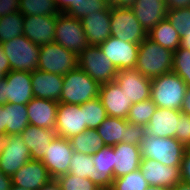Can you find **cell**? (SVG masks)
Listing matches in <instances>:
<instances>
[{
	"label": "cell",
	"instance_id": "1",
	"mask_svg": "<svg viewBox=\"0 0 190 190\" xmlns=\"http://www.w3.org/2000/svg\"><path fill=\"white\" fill-rule=\"evenodd\" d=\"M173 54L147 37L139 44L135 69L150 79L172 72Z\"/></svg>",
	"mask_w": 190,
	"mask_h": 190
},
{
	"label": "cell",
	"instance_id": "2",
	"mask_svg": "<svg viewBox=\"0 0 190 190\" xmlns=\"http://www.w3.org/2000/svg\"><path fill=\"white\" fill-rule=\"evenodd\" d=\"M188 86L175 72L165 73L151 79L150 99L158 108L181 110Z\"/></svg>",
	"mask_w": 190,
	"mask_h": 190
},
{
	"label": "cell",
	"instance_id": "3",
	"mask_svg": "<svg viewBox=\"0 0 190 190\" xmlns=\"http://www.w3.org/2000/svg\"><path fill=\"white\" fill-rule=\"evenodd\" d=\"M100 84L85 71L77 67L63 75V86L59 103L82 105L99 97Z\"/></svg>",
	"mask_w": 190,
	"mask_h": 190
},
{
	"label": "cell",
	"instance_id": "4",
	"mask_svg": "<svg viewBox=\"0 0 190 190\" xmlns=\"http://www.w3.org/2000/svg\"><path fill=\"white\" fill-rule=\"evenodd\" d=\"M186 147L176 138L145 135L140 143L142 158L154 159L165 166H180Z\"/></svg>",
	"mask_w": 190,
	"mask_h": 190
},
{
	"label": "cell",
	"instance_id": "5",
	"mask_svg": "<svg viewBox=\"0 0 190 190\" xmlns=\"http://www.w3.org/2000/svg\"><path fill=\"white\" fill-rule=\"evenodd\" d=\"M10 63L11 71L33 72L38 69L40 46L21 35L1 43Z\"/></svg>",
	"mask_w": 190,
	"mask_h": 190
},
{
	"label": "cell",
	"instance_id": "6",
	"mask_svg": "<svg viewBox=\"0 0 190 190\" xmlns=\"http://www.w3.org/2000/svg\"><path fill=\"white\" fill-rule=\"evenodd\" d=\"M78 67V56L55 42L40 46L38 69L66 75Z\"/></svg>",
	"mask_w": 190,
	"mask_h": 190
},
{
	"label": "cell",
	"instance_id": "7",
	"mask_svg": "<svg viewBox=\"0 0 190 190\" xmlns=\"http://www.w3.org/2000/svg\"><path fill=\"white\" fill-rule=\"evenodd\" d=\"M78 67L100 85L115 81L118 70L99 46L89 45L78 55Z\"/></svg>",
	"mask_w": 190,
	"mask_h": 190
},
{
	"label": "cell",
	"instance_id": "8",
	"mask_svg": "<svg viewBox=\"0 0 190 190\" xmlns=\"http://www.w3.org/2000/svg\"><path fill=\"white\" fill-rule=\"evenodd\" d=\"M110 20L111 36L121 41L140 44L147 38V32L130 7L111 6Z\"/></svg>",
	"mask_w": 190,
	"mask_h": 190
},
{
	"label": "cell",
	"instance_id": "9",
	"mask_svg": "<svg viewBox=\"0 0 190 190\" xmlns=\"http://www.w3.org/2000/svg\"><path fill=\"white\" fill-rule=\"evenodd\" d=\"M77 56L89 46L80 19L60 12L57 15L54 41Z\"/></svg>",
	"mask_w": 190,
	"mask_h": 190
},
{
	"label": "cell",
	"instance_id": "10",
	"mask_svg": "<svg viewBox=\"0 0 190 190\" xmlns=\"http://www.w3.org/2000/svg\"><path fill=\"white\" fill-rule=\"evenodd\" d=\"M29 160L30 151L20 134L6 135L2 138L0 170L4 174L12 176Z\"/></svg>",
	"mask_w": 190,
	"mask_h": 190
},
{
	"label": "cell",
	"instance_id": "11",
	"mask_svg": "<svg viewBox=\"0 0 190 190\" xmlns=\"http://www.w3.org/2000/svg\"><path fill=\"white\" fill-rule=\"evenodd\" d=\"M73 152L70 140L55 136L41 160L52 179L68 173Z\"/></svg>",
	"mask_w": 190,
	"mask_h": 190
},
{
	"label": "cell",
	"instance_id": "12",
	"mask_svg": "<svg viewBox=\"0 0 190 190\" xmlns=\"http://www.w3.org/2000/svg\"><path fill=\"white\" fill-rule=\"evenodd\" d=\"M99 47L118 71L135 68L139 44L121 41L110 36Z\"/></svg>",
	"mask_w": 190,
	"mask_h": 190
},
{
	"label": "cell",
	"instance_id": "13",
	"mask_svg": "<svg viewBox=\"0 0 190 190\" xmlns=\"http://www.w3.org/2000/svg\"><path fill=\"white\" fill-rule=\"evenodd\" d=\"M56 118L55 132L59 137L69 140L87 130L83 105L59 103Z\"/></svg>",
	"mask_w": 190,
	"mask_h": 190
},
{
	"label": "cell",
	"instance_id": "14",
	"mask_svg": "<svg viewBox=\"0 0 190 190\" xmlns=\"http://www.w3.org/2000/svg\"><path fill=\"white\" fill-rule=\"evenodd\" d=\"M115 82L132 103L150 99L151 79L143 76L135 68L118 71Z\"/></svg>",
	"mask_w": 190,
	"mask_h": 190
},
{
	"label": "cell",
	"instance_id": "15",
	"mask_svg": "<svg viewBox=\"0 0 190 190\" xmlns=\"http://www.w3.org/2000/svg\"><path fill=\"white\" fill-rule=\"evenodd\" d=\"M139 169L152 186L174 188L181 181L180 166H165L154 159L141 158Z\"/></svg>",
	"mask_w": 190,
	"mask_h": 190
},
{
	"label": "cell",
	"instance_id": "16",
	"mask_svg": "<svg viewBox=\"0 0 190 190\" xmlns=\"http://www.w3.org/2000/svg\"><path fill=\"white\" fill-rule=\"evenodd\" d=\"M99 99L108 116L127 119L133 103L131 100H128L115 81L100 85Z\"/></svg>",
	"mask_w": 190,
	"mask_h": 190
},
{
	"label": "cell",
	"instance_id": "17",
	"mask_svg": "<svg viewBox=\"0 0 190 190\" xmlns=\"http://www.w3.org/2000/svg\"><path fill=\"white\" fill-rule=\"evenodd\" d=\"M57 16L24 17L23 35L36 45H44L54 41Z\"/></svg>",
	"mask_w": 190,
	"mask_h": 190
},
{
	"label": "cell",
	"instance_id": "18",
	"mask_svg": "<svg viewBox=\"0 0 190 190\" xmlns=\"http://www.w3.org/2000/svg\"><path fill=\"white\" fill-rule=\"evenodd\" d=\"M15 186L28 190H38L52 178L41 160H29L12 176Z\"/></svg>",
	"mask_w": 190,
	"mask_h": 190
},
{
	"label": "cell",
	"instance_id": "19",
	"mask_svg": "<svg viewBox=\"0 0 190 190\" xmlns=\"http://www.w3.org/2000/svg\"><path fill=\"white\" fill-rule=\"evenodd\" d=\"M111 6L105 10L88 14L81 19L89 45L99 46L111 36Z\"/></svg>",
	"mask_w": 190,
	"mask_h": 190
},
{
	"label": "cell",
	"instance_id": "20",
	"mask_svg": "<svg viewBox=\"0 0 190 190\" xmlns=\"http://www.w3.org/2000/svg\"><path fill=\"white\" fill-rule=\"evenodd\" d=\"M5 79L7 103L27 105L34 98L31 72L10 71Z\"/></svg>",
	"mask_w": 190,
	"mask_h": 190
},
{
	"label": "cell",
	"instance_id": "21",
	"mask_svg": "<svg viewBox=\"0 0 190 190\" xmlns=\"http://www.w3.org/2000/svg\"><path fill=\"white\" fill-rule=\"evenodd\" d=\"M31 84L34 97L59 103L63 76L37 69L31 72Z\"/></svg>",
	"mask_w": 190,
	"mask_h": 190
},
{
	"label": "cell",
	"instance_id": "22",
	"mask_svg": "<svg viewBox=\"0 0 190 190\" xmlns=\"http://www.w3.org/2000/svg\"><path fill=\"white\" fill-rule=\"evenodd\" d=\"M181 111L158 108L145 126L146 135L175 138Z\"/></svg>",
	"mask_w": 190,
	"mask_h": 190
},
{
	"label": "cell",
	"instance_id": "23",
	"mask_svg": "<svg viewBox=\"0 0 190 190\" xmlns=\"http://www.w3.org/2000/svg\"><path fill=\"white\" fill-rule=\"evenodd\" d=\"M58 105L53 100L32 98L27 104L29 124L55 130Z\"/></svg>",
	"mask_w": 190,
	"mask_h": 190
},
{
	"label": "cell",
	"instance_id": "24",
	"mask_svg": "<svg viewBox=\"0 0 190 190\" xmlns=\"http://www.w3.org/2000/svg\"><path fill=\"white\" fill-rule=\"evenodd\" d=\"M130 8L147 33L167 18V3L162 0H136Z\"/></svg>",
	"mask_w": 190,
	"mask_h": 190
},
{
	"label": "cell",
	"instance_id": "25",
	"mask_svg": "<svg viewBox=\"0 0 190 190\" xmlns=\"http://www.w3.org/2000/svg\"><path fill=\"white\" fill-rule=\"evenodd\" d=\"M114 171L113 179L129 174L140 168L141 151L140 145L130 143H119L113 146Z\"/></svg>",
	"mask_w": 190,
	"mask_h": 190
},
{
	"label": "cell",
	"instance_id": "26",
	"mask_svg": "<svg viewBox=\"0 0 190 190\" xmlns=\"http://www.w3.org/2000/svg\"><path fill=\"white\" fill-rule=\"evenodd\" d=\"M20 135L30 151L31 160H42L56 132L29 124Z\"/></svg>",
	"mask_w": 190,
	"mask_h": 190
},
{
	"label": "cell",
	"instance_id": "27",
	"mask_svg": "<svg viewBox=\"0 0 190 190\" xmlns=\"http://www.w3.org/2000/svg\"><path fill=\"white\" fill-rule=\"evenodd\" d=\"M1 119L6 135L20 134L29 125L27 105L12 103L2 105Z\"/></svg>",
	"mask_w": 190,
	"mask_h": 190
},
{
	"label": "cell",
	"instance_id": "28",
	"mask_svg": "<svg viewBox=\"0 0 190 190\" xmlns=\"http://www.w3.org/2000/svg\"><path fill=\"white\" fill-rule=\"evenodd\" d=\"M126 122L127 119L108 116L96 128L106 146L113 147L119 143H126Z\"/></svg>",
	"mask_w": 190,
	"mask_h": 190
},
{
	"label": "cell",
	"instance_id": "29",
	"mask_svg": "<svg viewBox=\"0 0 190 190\" xmlns=\"http://www.w3.org/2000/svg\"><path fill=\"white\" fill-rule=\"evenodd\" d=\"M147 37L156 42L163 48L176 51L181 44V37L166 18L154 26L148 33Z\"/></svg>",
	"mask_w": 190,
	"mask_h": 190
},
{
	"label": "cell",
	"instance_id": "30",
	"mask_svg": "<svg viewBox=\"0 0 190 190\" xmlns=\"http://www.w3.org/2000/svg\"><path fill=\"white\" fill-rule=\"evenodd\" d=\"M69 140L74 152L86 155H93L98 149L106 147L96 129H87Z\"/></svg>",
	"mask_w": 190,
	"mask_h": 190
},
{
	"label": "cell",
	"instance_id": "31",
	"mask_svg": "<svg viewBox=\"0 0 190 190\" xmlns=\"http://www.w3.org/2000/svg\"><path fill=\"white\" fill-rule=\"evenodd\" d=\"M68 173L99 181L105 188L107 187V184L98 176L92 155L73 152Z\"/></svg>",
	"mask_w": 190,
	"mask_h": 190
},
{
	"label": "cell",
	"instance_id": "32",
	"mask_svg": "<svg viewBox=\"0 0 190 190\" xmlns=\"http://www.w3.org/2000/svg\"><path fill=\"white\" fill-rule=\"evenodd\" d=\"M114 148L106 146L98 149L93 155V162L98 176L108 185L113 180L114 171Z\"/></svg>",
	"mask_w": 190,
	"mask_h": 190
},
{
	"label": "cell",
	"instance_id": "33",
	"mask_svg": "<svg viewBox=\"0 0 190 190\" xmlns=\"http://www.w3.org/2000/svg\"><path fill=\"white\" fill-rule=\"evenodd\" d=\"M24 15L19 11L0 17V44L23 35Z\"/></svg>",
	"mask_w": 190,
	"mask_h": 190
},
{
	"label": "cell",
	"instance_id": "34",
	"mask_svg": "<svg viewBox=\"0 0 190 190\" xmlns=\"http://www.w3.org/2000/svg\"><path fill=\"white\" fill-rule=\"evenodd\" d=\"M19 5L24 17L57 16L60 13L56 0H20Z\"/></svg>",
	"mask_w": 190,
	"mask_h": 190
},
{
	"label": "cell",
	"instance_id": "35",
	"mask_svg": "<svg viewBox=\"0 0 190 190\" xmlns=\"http://www.w3.org/2000/svg\"><path fill=\"white\" fill-rule=\"evenodd\" d=\"M149 184L140 169L113 179L105 190H146Z\"/></svg>",
	"mask_w": 190,
	"mask_h": 190
},
{
	"label": "cell",
	"instance_id": "36",
	"mask_svg": "<svg viewBox=\"0 0 190 190\" xmlns=\"http://www.w3.org/2000/svg\"><path fill=\"white\" fill-rule=\"evenodd\" d=\"M62 190H105L106 188L99 182L90 178H80L67 173L57 178Z\"/></svg>",
	"mask_w": 190,
	"mask_h": 190
},
{
	"label": "cell",
	"instance_id": "37",
	"mask_svg": "<svg viewBox=\"0 0 190 190\" xmlns=\"http://www.w3.org/2000/svg\"><path fill=\"white\" fill-rule=\"evenodd\" d=\"M156 109L157 106L151 99L133 103L131 105L127 121L145 127Z\"/></svg>",
	"mask_w": 190,
	"mask_h": 190
},
{
	"label": "cell",
	"instance_id": "38",
	"mask_svg": "<svg viewBox=\"0 0 190 190\" xmlns=\"http://www.w3.org/2000/svg\"><path fill=\"white\" fill-rule=\"evenodd\" d=\"M84 106L85 126L87 129H96L108 117L107 111L99 97L82 104Z\"/></svg>",
	"mask_w": 190,
	"mask_h": 190
},
{
	"label": "cell",
	"instance_id": "39",
	"mask_svg": "<svg viewBox=\"0 0 190 190\" xmlns=\"http://www.w3.org/2000/svg\"><path fill=\"white\" fill-rule=\"evenodd\" d=\"M109 5V0H78L77 6H69L63 13L81 20L88 14L105 10Z\"/></svg>",
	"mask_w": 190,
	"mask_h": 190
},
{
	"label": "cell",
	"instance_id": "40",
	"mask_svg": "<svg viewBox=\"0 0 190 190\" xmlns=\"http://www.w3.org/2000/svg\"><path fill=\"white\" fill-rule=\"evenodd\" d=\"M172 71L190 87V50L179 47L174 51Z\"/></svg>",
	"mask_w": 190,
	"mask_h": 190
},
{
	"label": "cell",
	"instance_id": "41",
	"mask_svg": "<svg viewBox=\"0 0 190 190\" xmlns=\"http://www.w3.org/2000/svg\"><path fill=\"white\" fill-rule=\"evenodd\" d=\"M167 19L180 37L185 33H190V7L168 10Z\"/></svg>",
	"mask_w": 190,
	"mask_h": 190
},
{
	"label": "cell",
	"instance_id": "42",
	"mask_svg": "<svg viewBox=\"0 0 190 190\" xmlns=\"http://www.w3.org/2000/svg\"><path fill=\"white\" fill-rule=\"evenodd\" d=\"M175 138L186 148L190 147V116L180 113L178 120V133Z\"/></svg>",
	"mask_w": 190,
	"mask_h": 190
},
{
	"label": "cell",
	"instance_id": "43",
	"mask_svg": "<svg viewBox=\"0 0 190 190\" xmlns=\"http://www.w3.org/2000/svg\"><path fill=\"white\" fill-rule=\"evenodd\" d=\"M126 143L140 145L146 135L145 127L126 122Z\"/></svg>",
	"mask_w": 190,
	"mask_h": 190
},
{
	"label": "cell",
	"instance_id": "44",
	"mask_svg": "<svg viewBox=\"0 0 190 190\" xmlns=\"http://www.w3.org/2000/svg\"><path fill=\"white\" fill-rule=\"evenodd\" d=\"M181 181L190 185V147H187L180 164Z\"/></svg>",
	"mask_w": 190,
	"mask_h": 190
},
{
	"label": "cell",
	"instance_id": "45",
	"mask_svg": "<svg viewBox=\"0 0 190 190\" xmlns=\"http://www.w3.org/2000/svg\"><path fill=\"white\" fill-rule=\"evenodd\" d=\"M20 0H0V17L20 11Z\"/></svg>",
	"mask_w": 190,
	"mask_h": 190
},
{
	"label": "cell",
	"instance_id": "46",
	"mask_svg": "<svg viewBox=\"0 0 190 190\" xmlns=\"http://www.w3.org/2000/svg\"><path fill=\"white\" fill-rule=\"evenodd\" d=\"M0 68L1 72L4 73L5 75H7L11 71L9 60L7 58V55L4 53V50L1 47V45H0Z\"/></svg>",
	"mask_w": 190,
	"mask_h": 190
},
{
	"label": "cell",
	"instance_id": "47",
	"mask_svg": "<svg viewBox=\"0 0 190 190\" xmlns=\"http://www.w3.org/2000/svg\"><path fill=\"white\" fill-rule=\"evenodd\" d=\"M166 3L168 10L190 7V0H167Z\"/></svg>",
	"mask_w": 190,
	"mask_h": 190
},
{
	"label": "cell",
	"instance_id": "48",
	"mask_svg": "<svg viewBox=\"0 0 190 190\" xmlns=\"http://www.w3.org/2000/svg\"><path fill=\"white\" fill-rule=\"evenodd\" d=\"M12 179L11 176L4 174L0 170V190H10L12 187Z\"/></svg>",
	"mask_w": 190,
	"mask_h": 190
},
{
	"label": "cell",
	"instance_id": "49",
	"mask_svg": "<svg viewBox=\"0 0 190 190\" xmlns=\"http://www.w3.org/2000/svg\"><path fill=\"white\" fill-rule=\"evenodd\" d=\"M180 111L190 116V87L185 92Z\"/></svg>",
	"mask_w": 190,
	"mask_h": 190
},
{
	"label": "cell",
	"instance_id": "50",
	"mask_svg": "<svg viewBox=\"0 0 190 190\" xmlns=\"http://www.w3.org/2000/svg\"><path fill=\"white\" fill-rule=\"evenodd\" d=\"M60 12H64L69 6H77L78 0H56Z\"/></svg>",
	"mask_w": 190,
	"mask_h": 190
},
{
	"label": "cell",
	"instance_id": "51",
	"mask_svg": "<svg viewBox=\"0 0 190 190\" xmlns=\"http://www.w3.org/2000/svg\"><path fill=\"white\" fill-rule=\"evenodd\" d=\"M136 0H109L110 6L129 8Z\"/></svg>",
	"mask_w": 190,
	"mask_h": 190
},
{
	"label": "cell",
	"instance_id": "52",
	"mask_svg": "<svg viewBox=\"0 0 190 190\" xmlns=\"http://www.w3.org/2000/svg\"><path fill=\"white\" fill-rule=\"evenodd\" d=\"M38 190H62V188L57 179H51L48 183H46Z\"/></svg>",
	"mask_w": 190,
	"mask_h": 190
},
{
	"label": "cell",
	"instance_id": "53",
	"mask_svg": "<svg viewBox=\"0 0 190 190\" xmlns=\"http://www.w3.org/2000/svg\"><path fill=\"white\" fill-rule=\"evenodd\" d=\"M5 86L6 79L3 78L0 80V106L7 104Z\"/></svg>",
	"mask_w": 190,
	"mask_h": 190
},
{
	"label": "cell",
	"instance_id": "54",
	"mask_svg": "<svg viewBox=\"0 0 190 190\" xmlns=\"http://www.w3.org/2000/svg\"><path fill=\"white\" fill-rule=\"evenodd\" d=\"M181 48L190 50V33H185L182 37H181V44H180Z\"/></svg>",
	"mask_w": 190,
	"mask_h": 190
},
{
	"label": "cell",
	"instance_id": "55",
	"mask_svg": "<svg viewBox=\"0 0 190 190\" xmlns=\"http://www.w3.org/2000/svg\"><path fill=\"white\" fill-rule=\"evenodd\" d=\"M173 190H190V185L180 181Z\"/></svg>",
	"mask_w": 190,
	"mask_h": 190
},
{
	"label": "cell",
	"instance_id": "56",
	"mask_svg": "<svg viewBox=\"0 0 190 190\" xmlns=\"http://www.w3.org/2000/svg\"><path fill=\"white\" fill-rule=\"evenodd\" d=\"M146 190H173V188H168V187H164V186H152V185H149Z\"/></svg>",
	"mask_w": 190,
	"mask_h": 190
},
{
	"label": "cell",
	"instance_id": "57",
	"mask_svg": "<svg viewBox=\"0 0 190 190\" xmlns=\"http://www.w3.org/2000/svg\"><path fill=\"white\" fill-rule=\"evenodd\" d=\"M2 106H0V138L6 136V131L2 128V119H1Z\"/></svg>",
	"mask_w": 190,
	"mask_h": 190
},
{
	"label": "cell",
	"instance_id": "58",
	"mask_svg": "<svg viewBox=\"0 0 190 190\" xmlns=\"http://www.w3.org/2000/svg\"><path fill=\"white\" fill-rule=\"evenodd\" d=\"M10 190H28V189H25V188H22V187H18V186H15L12 184V187Z\"/></svg>",
	"mask_w": 190,
	"mask_h": 190
},
{
	"label": "cell",
	"instance_id": "59",
	"mask_svg": "<svg viewBox=\"0 0 190 190\" xmlns=\"http://www.w3.org/2000/svg\"><path fill=\"white\" fill-rule=\"evenodd\" d=\"M5 76H6V75L1 72V68H0V80L3 79V78H5Z\"/></svg>",
	"mask_w": 190,
	"mask_h": 190
},
{
	"label": "cell",
	"instance_id": "60",
	"mask_svg": "<svg viewBox=\"0 0 190 190\" xmlns=\"http://www.w3.org/2000/svg\"><path fill=\"white\" fill-rule=\"evenodd\" d=\"M1 145H2V138H0V151H1Z\"/></svg>",
	"mask_w": 190,
	"mask_h": 190
}]
</instances>
